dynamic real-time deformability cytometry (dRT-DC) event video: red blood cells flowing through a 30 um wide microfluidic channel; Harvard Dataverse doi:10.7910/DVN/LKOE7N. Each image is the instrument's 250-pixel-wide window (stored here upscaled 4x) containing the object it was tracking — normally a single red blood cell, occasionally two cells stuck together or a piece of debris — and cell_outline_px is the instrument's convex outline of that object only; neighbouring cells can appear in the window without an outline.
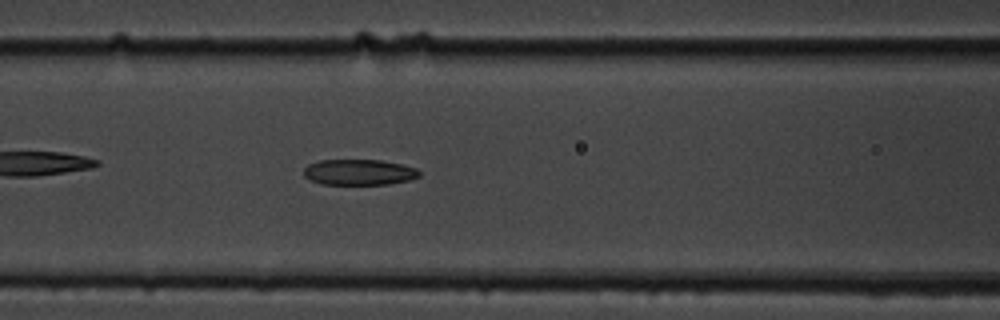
{"species": "common noctule bat (a hibernating species)", "species_latin": "Nyctalus noctula", "temperature_condition": "cold", "stored_images_in_passage": 43, "camera_frame_rate_fps": 3000, "um_per_image_px": 0.085, "animal": {"sex": "male", "body_mass_g": 19.5, "forearm_length_mm": 54.6}, "frame": {"image": 1, "passage_image": 11, "time_ms": 3.333, "image_size_px": [1000, 320], "cell_outline_px": [[420, 176], [408, 180], [388, 184], [320, 184], [304, 176], [304, 168], [308, 164], [320, 160], [380, 160], [400, 164], [416, 168], [420, 172]], "centroid_in_image_um": [30.5, 14.63], "position_along_channel_um": 136.1, "area_um2": 17.22}}
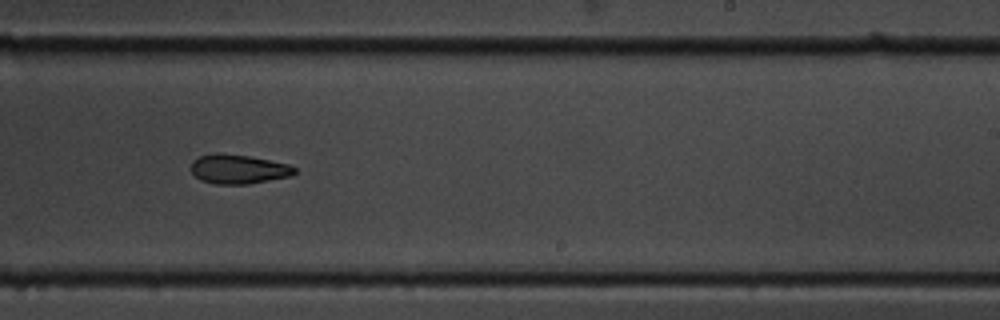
{"frame": {"image": 2, "passage_image": 22, "time_ms": 7.0, "image_size_px": [1000, 320], "cell_outline_px": [[296, 172], [292, 176], [248, 184], [216, 184], [200, 180], [192, 172], [192, 160], [200, 156], [216, 152], [220, 152], [248, 156], [288, 164], [296, 168]], "centroid_in_image_um": [20.26, 14.37], "position_along_channel_um": 268.7, "area_um2": 17.69}}
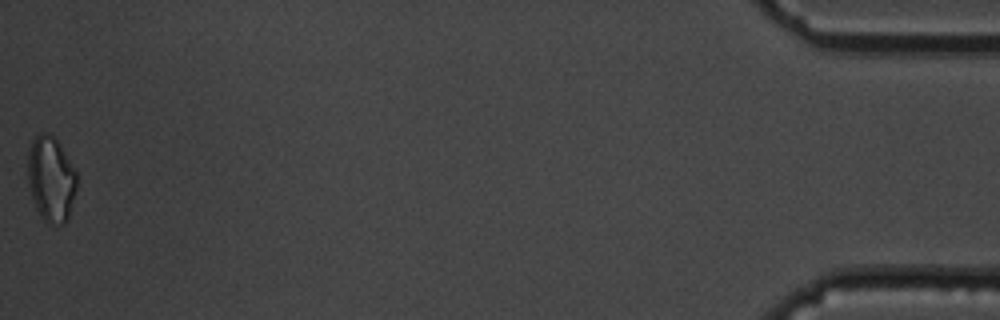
{"frame": {"image": 3, "passage_image": 43, "time_ms": 14.0, "image_size_px": [1000, 320], "cell_outline_px": [[76, 188], [68, 220], [64, 224], [48, 224], [40, 216], [36, 208], [28, 184], [28, 156], [32, 140], [40, 132], [48, 132], [60, 144], [76, 172]], "centroid_in_image_um": [4.33, 15.23], "position_along_channel_um": 430.9, "area_um2": 24.28}}